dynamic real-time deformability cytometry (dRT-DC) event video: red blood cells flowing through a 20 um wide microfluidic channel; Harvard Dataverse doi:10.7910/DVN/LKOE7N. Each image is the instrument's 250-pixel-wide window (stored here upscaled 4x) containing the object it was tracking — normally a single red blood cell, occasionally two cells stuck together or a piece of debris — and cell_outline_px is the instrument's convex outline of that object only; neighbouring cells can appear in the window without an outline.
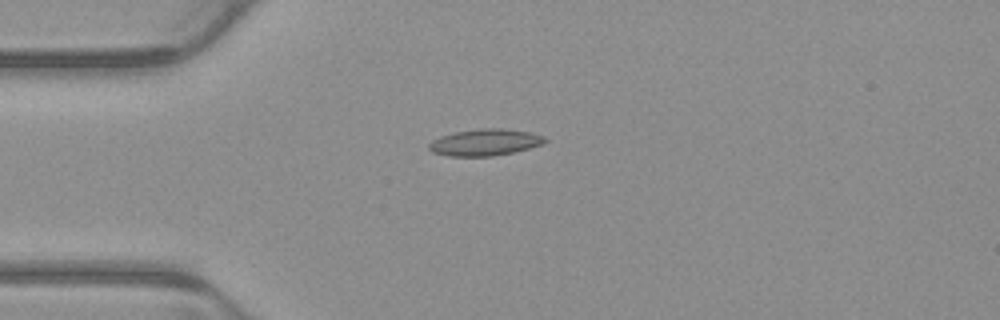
{"species": "common noctule bat (a hibernating species)", "species_latin": "Nyctalus noctula", "temperature_condition": "warm", "stored_images_in_passage": 5, "camera_frame_rate_fps": 3000, "um_per_image_px": 0.085, "animal": {"sex": "male", "body_mass_g": 23.1, "forearm_length_mm": 52.7}, "frame": {"image": 1, "passage_image": 4, "time_ms": 1.0, "image_size_px": [1000, 320], "cell_outline_px": [[548, 140], [544, 144], [512, 152], [492, 156], [448, 156], [432, 152], [428, 148], [428, 144], [432, 140], [440, 136], [456, 132], [484, 128], [500, 128], [528, 132], [544, 136]], "centroid_in_image_um": [41.21, 12.1], "position_along_channel_um": 43.8, "area_um2": 17.86}}
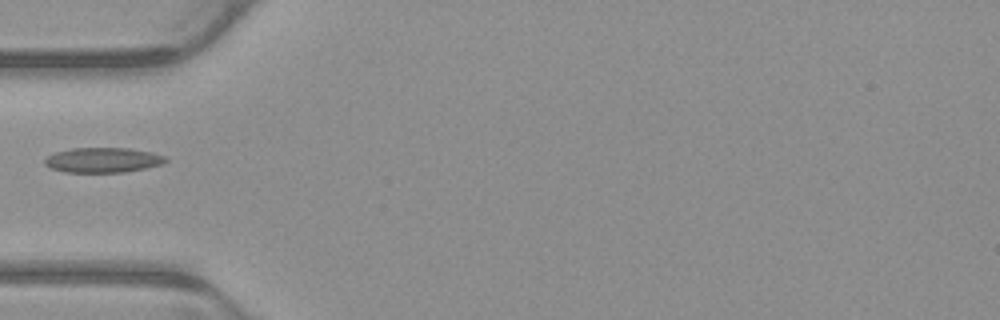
{"frame": {"image": 2, "passage_image": 5, "time_ms": 1.333, "image_size_px": [1000, 320], "cell_outline_px": [[168, 160], [160, 164], [144, 168], [124, 172], [64, 172], [52, 168], [44, 164], [44, 160], [48, 156], [56, 152], [72, 148], [128, 148], [148, 152], [164, 156]], "centroid_in_image_um": [8.7, 13.6], "position_along_channel_um": 76.3, "area_um2": 17.28}}